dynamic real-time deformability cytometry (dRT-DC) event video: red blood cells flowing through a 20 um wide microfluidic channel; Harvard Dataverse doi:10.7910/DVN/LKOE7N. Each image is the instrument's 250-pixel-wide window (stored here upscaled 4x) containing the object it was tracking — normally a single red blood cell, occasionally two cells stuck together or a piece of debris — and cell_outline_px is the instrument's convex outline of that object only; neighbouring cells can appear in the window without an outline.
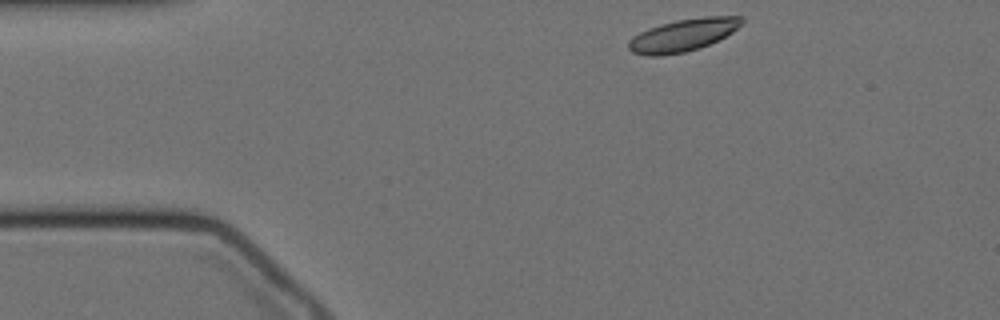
{"species": "Egyptian fruit bat (a non-hibernating species)", "species_latin": "Rousettus aegyptiacus", "temperature_condition": "cold", "stored_images_in_passage": 49, "camera_frame_rate_fps": 3000, "um_per_image_px": 0.085, "animal": {"sex": "female"}, "frame": {"image": 1, "passage_image": 1, "time_ms": 0.0, "image_size_px": [1000, 320], "cell_outline_px": [[744, 20], [732, 32], [700, 48], [684, 52], [660, 56], [648, 56], [632, 52], [628, 48], [628, 40], [632, 36], [648, 28], [660, 24], [676, 20], [704, 16], [744, 16]], "centroid_in_image_um": [58.01, 2.98], "position_along_channel_um": 27.0, "area_um2": 21.33}}
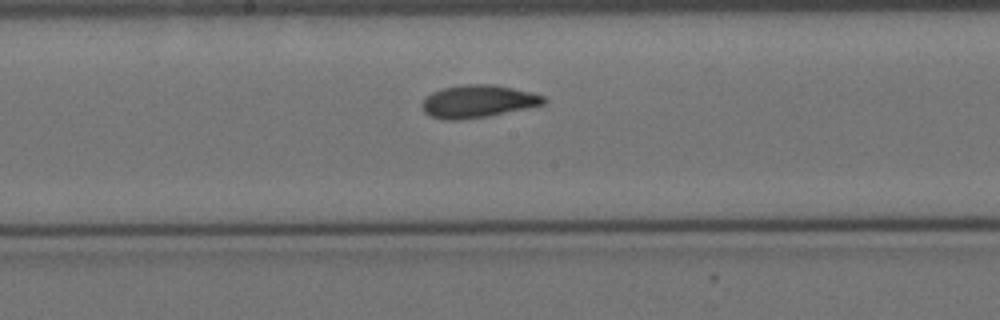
{"frame": {"image": 2, "passage_image": 21, "time_ms": 6.667, "image_size_px": [1000, 320], "cell_outline_px": [[548, 100], [544, 104], [528, 108], [488, 116], [460, 120], [444, 120], [432, 116], [424, 112], [420, 104], [424, 96], [432, 92], [444, 88], [464, 84], [492, 84], [512, 88], [544, 96]], "centroid_in_image_um": [40.59, 8.62], "position_along_channel_um": 207.6, "area_um2": 23.18}}
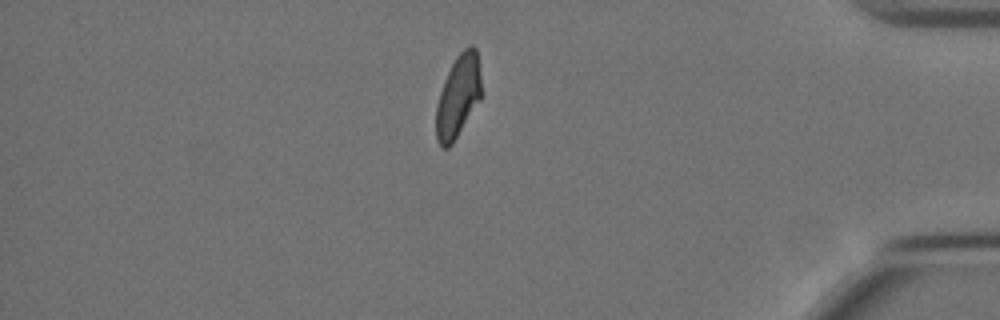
{"frame": {"image": 3, "passage_image": 41, "time_ms": 13.333, "image_size_px": [1000, 320], "cell_outline_px": [[480, 100], [452, 144], [448, 148], [440, 148], [436, 140], [436, 104], [444, 80], [456, 56], [468, 44], [472, 44], [476, 48], [480, 76]], "centroid_in_image_um": [38.92, 8.2], "position_along_channel_um": 396.3, "area_um2": 21.68}}